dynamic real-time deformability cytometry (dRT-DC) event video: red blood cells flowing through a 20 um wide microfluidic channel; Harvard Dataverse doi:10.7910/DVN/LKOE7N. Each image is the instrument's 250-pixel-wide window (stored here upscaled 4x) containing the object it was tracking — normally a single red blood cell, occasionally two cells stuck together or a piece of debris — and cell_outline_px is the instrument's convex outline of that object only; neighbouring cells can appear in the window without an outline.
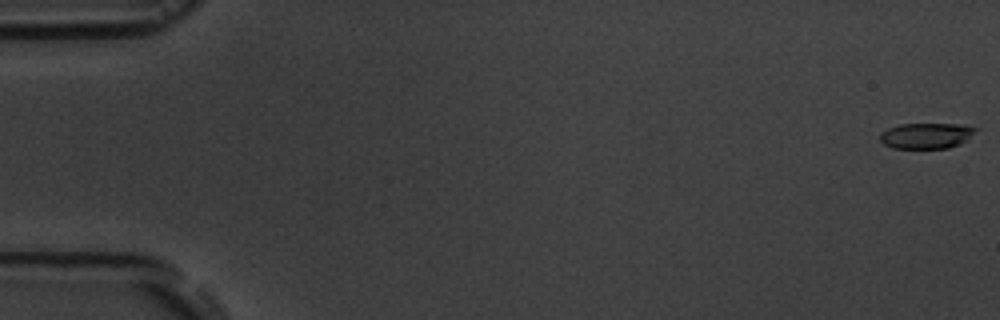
{"species": "common noctule bat (a hibernating species)", "species_latin": "Nyctalus noctula", "temperature_condition": "room temperature", "stored_images_in_passage": 16, "camera_frame_rate_fps": 3000, "um_per_image_px": 0.085, "animal": {"sex": "male", "body_mass_g": 19.5, "forearm_length_mm": 54.6}, "frame": {"image": 1, "passage_image": 1, "time_ms": 0.0, "image_size_px": [1000, 320], "cell_outline_px": [[976, 128], [960, 144], [948, 148], [892, 148], [884, 144], [880, 140], [880, 132], [888, 128], [900, 124], [964, 124]], "centroid_in_image_um": [78.66, 11.53], "position_along_channel_um": 6.3, "area_um2": 14.1}}
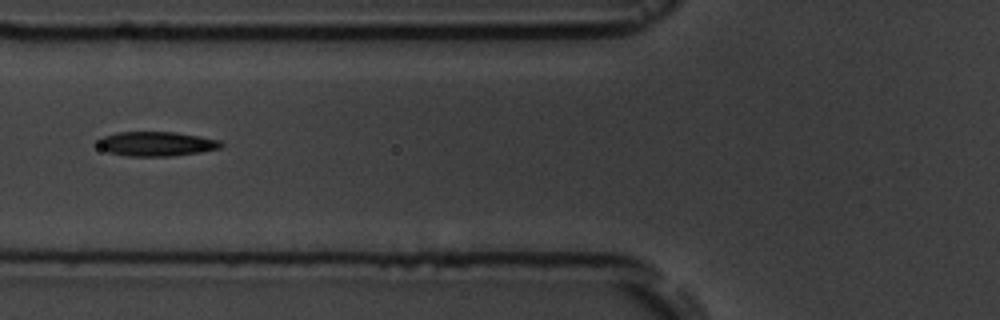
{"frame": {"image": 2, "passage_image": 7, "time_ms": 7.0, "image_size_px": [1000, 320], "cell_outline_px": [[224, 144], [220, 148], [200, 152], [172, 156], [128, 156], [108, 152], [100, 148], [96, 144], [96, 140], [104, 136], [116, 132], [176, 132], [200, 136], [220, 140]], "centroid_in_image_um": [13.28, 12.22], "position_along_channel_um": 112.5, "area_um2": 17.69}}
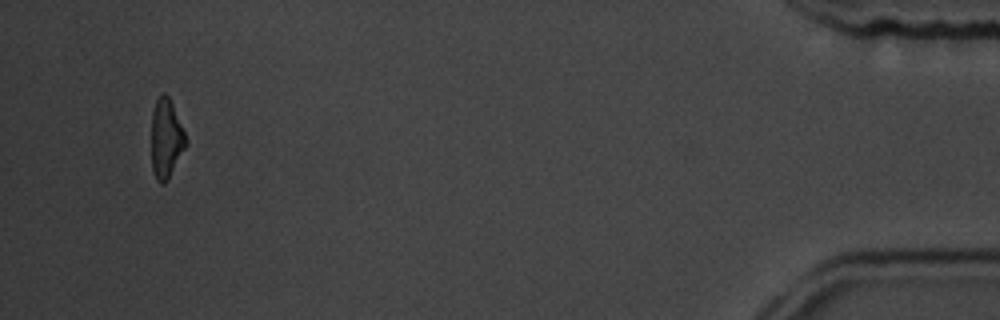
{"frame": {"image": 3, "passage_image": 16, "time_ms": 17.333, "image_size_px": [1000, 320], "cell_outline_px": [[188, 144], [168, 180], [164, 184], [160, 184], [156, 180], [152, 168], [152, 112], [156, 100], [160, 92], [164, 92], [168, 96], [172, 104], [184, 132]], "centroid_in_image_um": [14.12, 11.81], "position_along_channel_um": 421.1, "area_um2": 15.95}, "authors_computed_cell_mechanics": {"area_um2": 16.9643, "velocity_mm_per_s": 3.7643, "shape_relaxation_time_tau1_ms": null, "shape_relaxation_time_tau2_ms": 4.8408, "deformation_change_tau1": null, "deformation_change_tau2": 0.1377}}